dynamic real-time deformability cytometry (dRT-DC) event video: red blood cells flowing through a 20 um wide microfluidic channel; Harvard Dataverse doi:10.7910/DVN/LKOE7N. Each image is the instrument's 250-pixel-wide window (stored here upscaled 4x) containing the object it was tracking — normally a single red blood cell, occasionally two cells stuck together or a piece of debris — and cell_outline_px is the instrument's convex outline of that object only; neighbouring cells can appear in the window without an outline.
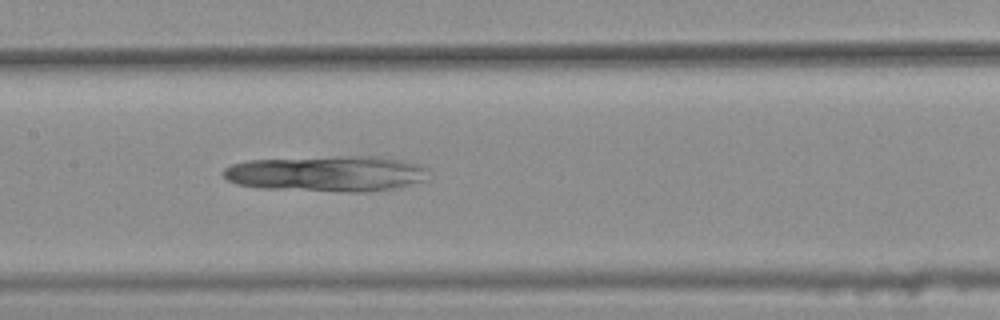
{"species": "common noctule bat (a hibernating species)", "species_latin": "Nyctalus noctula", "temperature_condition": "warm", "stored_images_in_passage": 47, "camera_frame_rate_fps": 3000, "um_per_image_px": 0.085, "animal": {"sex": "female", "body_mass_g": 25.1}, "frame": {"image": 1, "passage_image": 26, "time_ms": 8.333, "image_size_px": [1000, 320], "cell_outline_px": [[428, 180], [392, 188], [364, 192], [352, 192], [260, 188], [236, 184], [228, 180], [220, 172], [224, 168], [232, 164], [248, 160], [340, 156], [380, 156], [404, 160], [420, 164], [428, 168]], "centroid_in_image_um": [27.8, 14.75], "position_along_channel_um": 179.6, "area_um2": 43.12}}
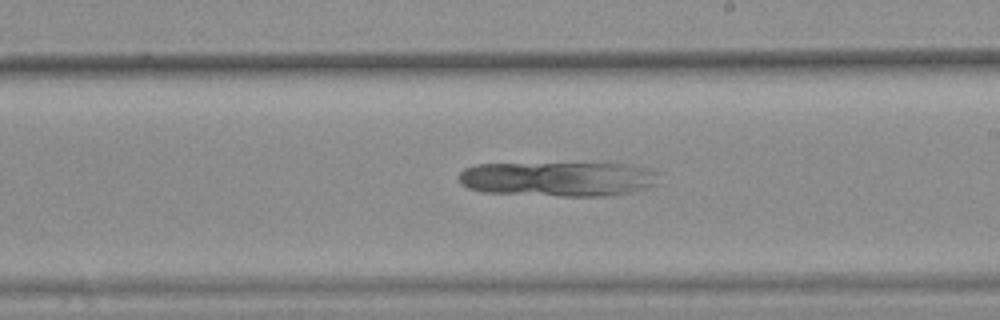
{"frame": {"image": 2, "passage_image": 31, "time_ms": 10.0, "image_size_px": [1000, 320], "cell_outline_px": [[664, 184], [636, 192], [616, 196], [560, 196], [484, 192], [468, 188], [460, 184], [460, 172], [464, 168], [476, 164], [608, 160], [632, 164], [652, 168], [660, 172]], "centroid_in_image_um": [47.71, 15.15], "position_along_channel_um": 241.3, "area_um2": 43.75}}